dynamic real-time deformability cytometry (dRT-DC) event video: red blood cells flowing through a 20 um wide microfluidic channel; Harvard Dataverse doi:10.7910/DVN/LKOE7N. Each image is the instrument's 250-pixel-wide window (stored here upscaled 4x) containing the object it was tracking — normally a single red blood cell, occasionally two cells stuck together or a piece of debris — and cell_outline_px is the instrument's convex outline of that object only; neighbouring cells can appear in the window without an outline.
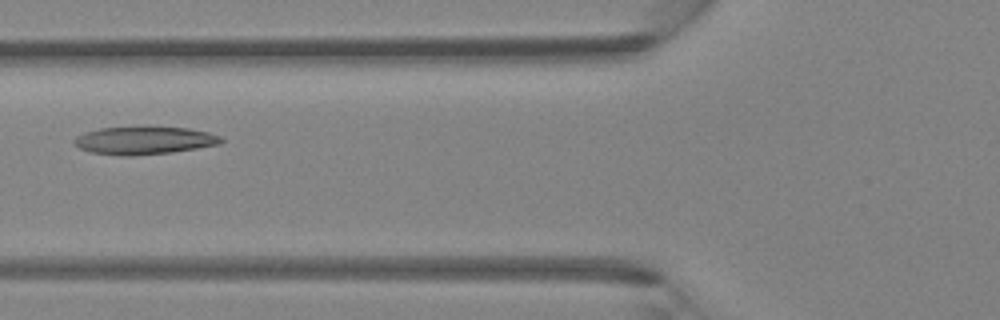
{"species": "Egyptian fruit bat (a non-hibernating species)", "species_latin": "Rousettus aegyptiacus", "temperature_condition": "room temperature", "stored_images_in_passage": 5, "camera_frame_rate_fps": 3000, "um_per_image_px": 0.085, "animal": {"sex": "female"}, "frame": {"image": 1, "passage_image": 4, "time_ms": 1.0, "image_size_px": [1000, 320], "cell_outline_px": [[224, 140], [220, 144], [172, 152], [132, 156], [120, 156], [92, 152], [80, 148], [72, 144], [72, 140], [76, 136], [84, 132], [100, 128], [188, 128], [208, 132], [220, 136]], "centroid_in_image_um": [12.22, 11.96], "position_along_channel_um": 113.6, "area_um2": 23.52}}
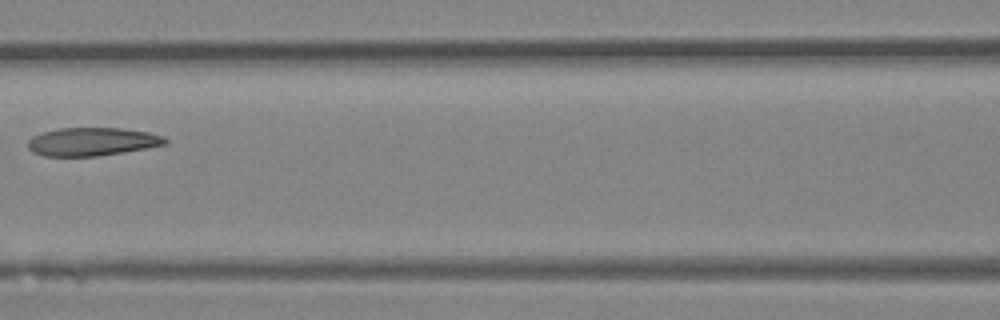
{"frame": {"image": 2, "passage_image": 5, "time_ms": 1.333, "image_size_px": [1000, 320], "cell_outline_px": [[168, 144], [124, 152], [96, 156], [44, 156], [32, 152], [28, 148], [28, 140], [32, 136], [44, 132], [60, 128], [120, 128], [148, 132], [164, 136], [168, 140]], "centroid_in_image_um": [7.84, 12.04], "position_along_channel_um": 158.8, "area_um2": 22.6}}